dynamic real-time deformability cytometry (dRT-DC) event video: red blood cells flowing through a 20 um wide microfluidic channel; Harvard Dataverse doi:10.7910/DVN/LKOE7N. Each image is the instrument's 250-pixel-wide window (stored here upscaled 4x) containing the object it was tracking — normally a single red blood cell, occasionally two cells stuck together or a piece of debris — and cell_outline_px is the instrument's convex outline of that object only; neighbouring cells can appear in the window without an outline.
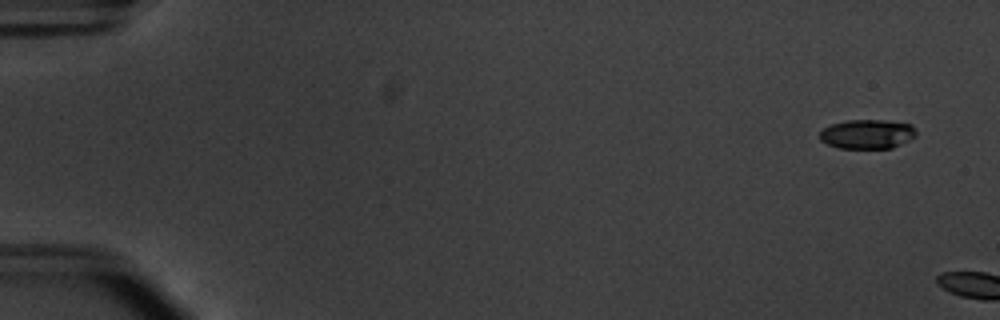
{"species": "common noctule bat (a hibernating species)", "species_latin": "Nyctalus noctula", "temperature_condition": "warm", "stored_images_in_passage": 7, "camera_frame_rate_fps": 3000, "um_per_image_px": 0.085, "animal": {"sex": "male", "body_mass_g": 20.1, "forearm_length_mm": 53.5}, "frame": {"image": 1, "passage_image": 4, "time_ms": 1.0, "image_size_px": [1000, 320], "cell_outline_px": [[916, 136], [892, 148], [840, 148], [828, 144], [820, 140], [820, 132], [824, 128], [832, 124], [848, 120], [884, 120], [912, 124], [916, 132]], "centroid_in_image_um": [73.73, 11.39], "position_along_channel_um": 11.3, "area_um2": 16.36}}